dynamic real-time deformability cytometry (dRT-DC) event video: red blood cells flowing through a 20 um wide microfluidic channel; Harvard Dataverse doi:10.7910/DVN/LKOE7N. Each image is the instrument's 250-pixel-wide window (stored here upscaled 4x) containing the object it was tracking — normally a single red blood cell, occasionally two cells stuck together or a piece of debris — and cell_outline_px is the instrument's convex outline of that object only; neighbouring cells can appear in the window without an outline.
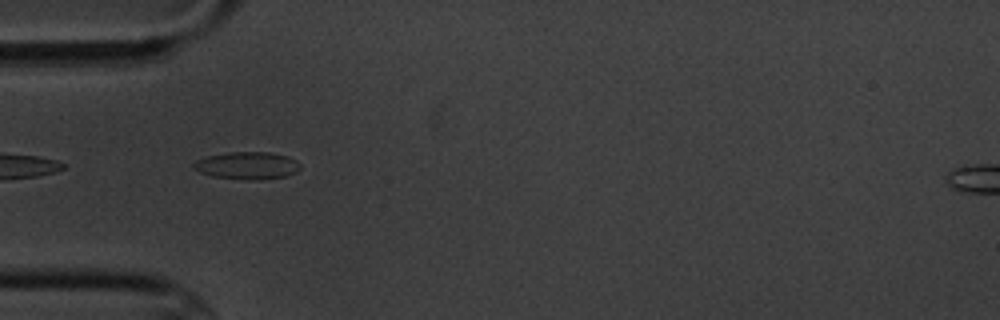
{"species": "common noctule bat (a hibernating species)", "species_latin": "Nyctalus noctula", "temperature_condition": "cold", "stored_images_in_passage": 8, "camera_frame_rate_fps": 3000, "um_per_image_px": 0.085, "animal": {"sex": "male", "body_mass_g": 20.1, "forearm_length_mm": 53.5}, "frame": {"image": 1, "passage_image": 5, "time_ms": 5.333, "image_size_px": [1000, 320], "cell_outline_px": [[300, 168], [296, 172], [284, 176], [256, 180], [248, 180], [212, 176], [200, 172], [192, 168], [192, 164], [196, 160], [208, 156], [228, 152], [268, 152], [288, 156], [296, 160], [300, 164]], "centroid_in_image_um": [21.0, 14.07], "position_along_channel_um": 64.0, "area_um2": 16.99}}
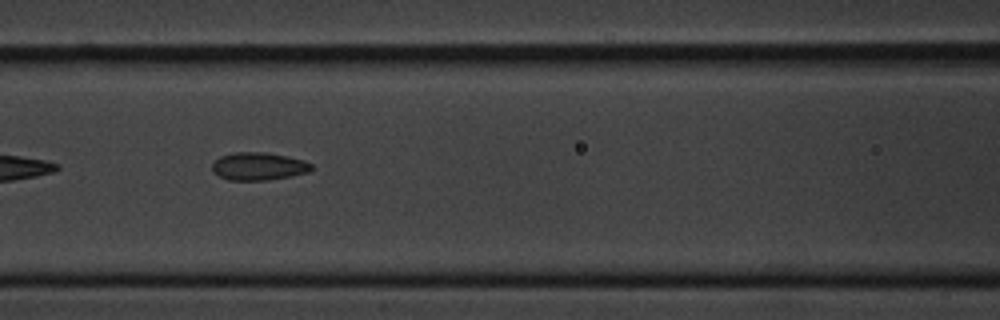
{"frame": {"image": 2, "passage_image": 7, "time_ms": 7.667, "image_size_px": [1000, 320], "cell_outline_px": [[312, 168], [308, 172], [292, 176], [268, 180], [228, 180], [212, 172], [212, 164], [220, 156], [232, 152], [264, 152], [288, 156], [304, 160], [312, 164]], "centroid_in_image_um": [21.97, 14.13], "position_along_channel_um": 144.6, "area_um2": 16.18}}